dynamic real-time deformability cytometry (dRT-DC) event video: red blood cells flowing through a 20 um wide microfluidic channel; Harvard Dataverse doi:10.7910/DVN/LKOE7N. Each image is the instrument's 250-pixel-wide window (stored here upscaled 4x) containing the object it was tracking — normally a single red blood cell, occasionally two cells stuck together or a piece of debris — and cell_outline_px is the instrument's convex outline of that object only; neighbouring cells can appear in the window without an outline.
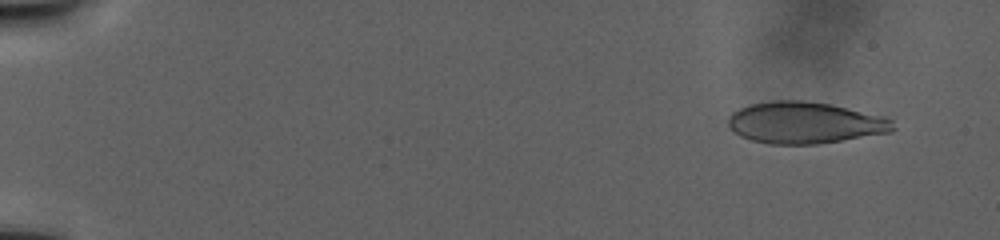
{"species": "human", "species_latin": "Homo sapiens", "temperature_condition": "warm", "stored_images_in_passage": 84, "camera_frame_rate_fps": 3000, "um_per_image_px": 0.085, "donor": {"sex": "male"}, "frame": {"image": 1, "passage_image": 4, "time_ms": 2.333, "image_size_px": [1000, 240], "cell_outline_px": [[896, 128], [892, 132], [816, 144], [768, 144], [752, 140], [740, 136], [728, 124], [728, 116], [732, 112], [748, 104], [772, 100], [804, 100], [832, 104], [888, 116], [892, 120]], "centroid_in_image_um": [68.45, 10.41], "position_along_channel_um": 16.5, "area_um2": 40.4}}
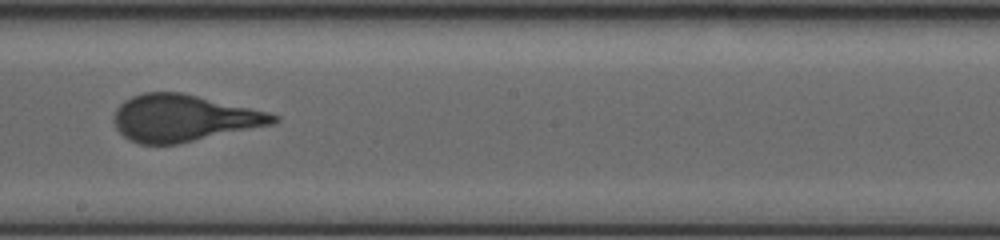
{"frame": {"image": 2, "passage_image": 46, "time_ms": 22.0, "image_size_px": [1000, 240], "cell_outline_px": [[280, 120], [272, 124], [176, 144], [140, 144], [128, 140], [116, 128], [112, 120], [116, 108], [124, 100], [132, 96], [144, 92], [180, 92], [268, 112], [280, 116]], "centroid_in_image_um": [15.55, 10.03], "position_along_channel_um": 232.7, "area_um2": 43.18}}
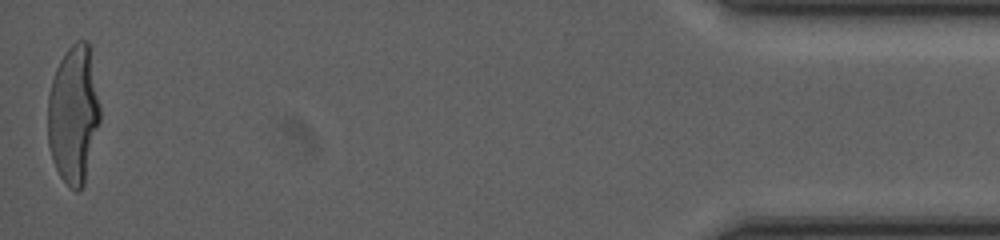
{"frame": {"image": 3, "passage_image": 82, "time_ms": 36.333, "image_size_px": [1000, 240], "cell_outline_px": [[100, 120], [84, 184], [76, 192], [60, 176], [52, 160], [48, 144], [48, 96], [52, 80], [56, 68], [60, 60], [68, 48], [76, 40], [88, 40], [100, 108]], "centroid_in_image_um": [6.24, 9.72], "position_along_channel_um": 429.0, "area_um2": 41.73}}